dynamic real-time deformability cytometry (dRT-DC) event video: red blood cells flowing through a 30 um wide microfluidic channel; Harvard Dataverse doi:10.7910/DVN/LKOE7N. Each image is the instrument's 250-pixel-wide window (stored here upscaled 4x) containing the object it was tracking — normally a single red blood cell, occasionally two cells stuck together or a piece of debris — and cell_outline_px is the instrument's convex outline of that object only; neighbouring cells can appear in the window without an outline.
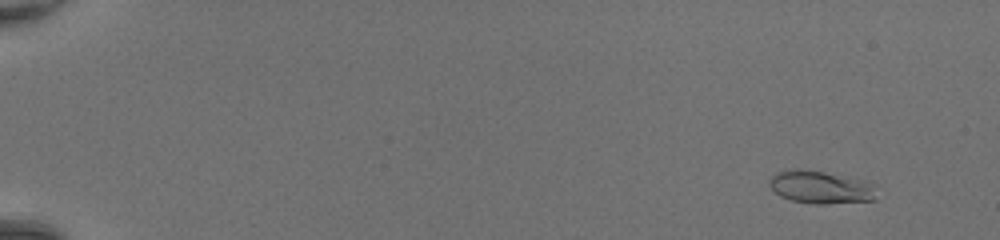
{"species": "common noctule bat (a hibernating species)", "species_latin": "Nyctalus noctula", "temperature_condition": "room temperature", "stored_images_in_passage": 50, "camera_frame_rate_fps": 3000, "um_per_image_px": 0.085, "animal": {"sex": "female", "body_mass_g": 20.0, "forearm_length_mm": 54.0}, "frame": {"image": 1, "passage_image": 5, "time_ms": 1.333, "image_size_px": [1000, 240], "cell_outline_px": [[872, 200], [824, 204], [812, 204], [792, 200], [780, 196], [768, 184], [768, 180], [776, 172], [792, 168], [796, 168], [824, 172], [864, 180], [872, 184]], "centroid_in_image_um": [69.65, 15.9], "position_along_channel_um": 15.4, "area_um2": 20.11}}
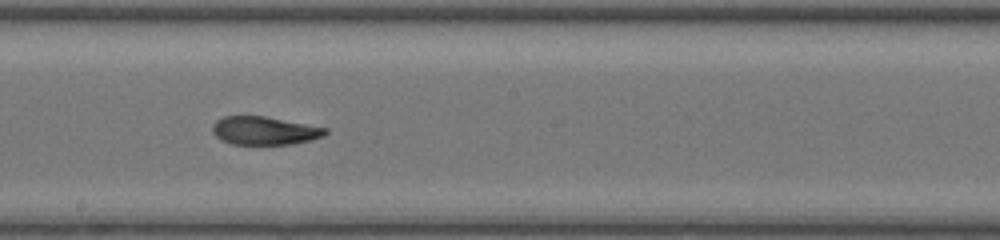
{"frame": {"image": 2, "passage_image": 31, "time_ms": 10.0, "image_size_px": [1000, 240], "cell_outline_px": [[328, 132], [324, 136], [312, 140], [292, 144], [232, 144], [220, 140], [212, 132], [212, 124], [216, 120], [224, 116], [264, 116], [328, 128]], "centroid_in_image_um": [22.47, 11.11], "position_along_channel_um": 225.7, "area_um2": 18.67}}
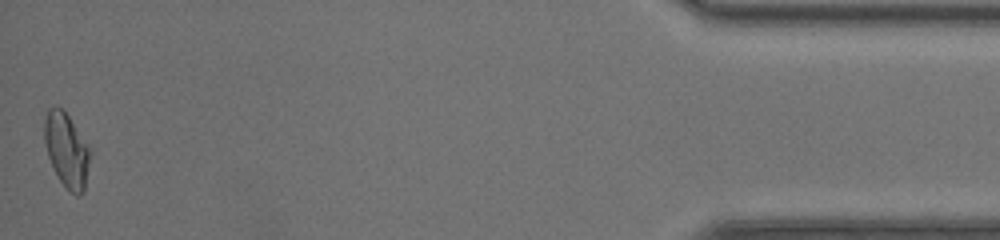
{"frame": {"image": 3, "passage_image": 50, "time_ms": 16.333, "image_size_px": [1000, 240], "cell_outline_px": [[92, 152], [84, 192], [80, 196], [76, 196], [60, 180], [48, 156], [44, 140], [44, 120], [48, 108], [60, 108], [68, 116], [88, 144]], "centroid_in_image_um": [5.69, 12.78], "position_along_channel_um": 429.5, "area_um2": 19.59}, "authors_computed_cell_mechanics": {"area_um2": 19.4786, "velocity_mm_per_s": 4.4257, "shape_relaxation_time_tau1_ms": 10.4792, "shape_relaxation_time_tau2_ms": 1.4603, "deformation_change_tau1": 0.3509, "deformation_change_tau2": 0.0827}}